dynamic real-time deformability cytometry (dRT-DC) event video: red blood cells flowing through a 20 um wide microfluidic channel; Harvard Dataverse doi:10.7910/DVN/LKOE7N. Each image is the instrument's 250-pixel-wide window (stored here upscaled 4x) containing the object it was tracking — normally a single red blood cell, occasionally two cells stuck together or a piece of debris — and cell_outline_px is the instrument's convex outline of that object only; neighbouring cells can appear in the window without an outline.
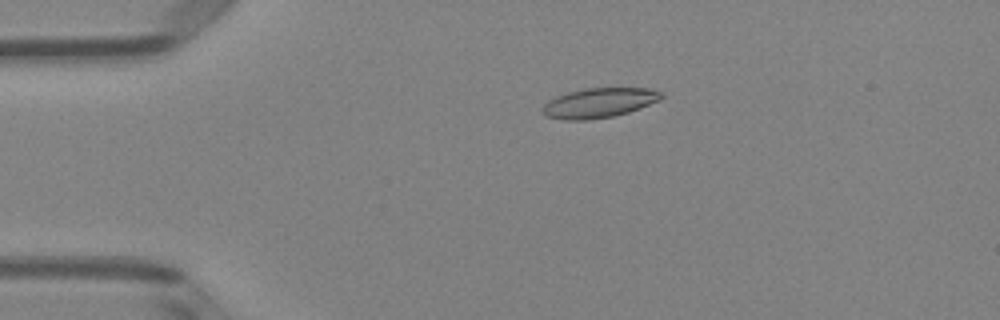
{"species": "Egyptian fruit bat (a non-hibernating species)", "species_latin": "Rousettus aegyptiacus", "temperature_condition": "room temperature", "stored_images_in_passage": 51, "camera_frame_rate_fps": 3000, "um_per_image_px": 0.085, "animal": {"sex": "female"}, "frame": {"image": 1, "passage_image": 11, "time_ms": 3.333, "image_size_px": [1000, 320], "cell_outline_px": [[664, 96], [660, 100], [640, 108], [628, 112], [612, 116], [584, 120], [564, 120], [544, 116], [540, 108], [548, 100], [556, 96], [568, 92], [584, 88], [652, 88], [664, 92]], "centroid_in_image_um": [50.91, 8.73], "position_along_channel_um": 34.1, "area_um2": 20.81}}
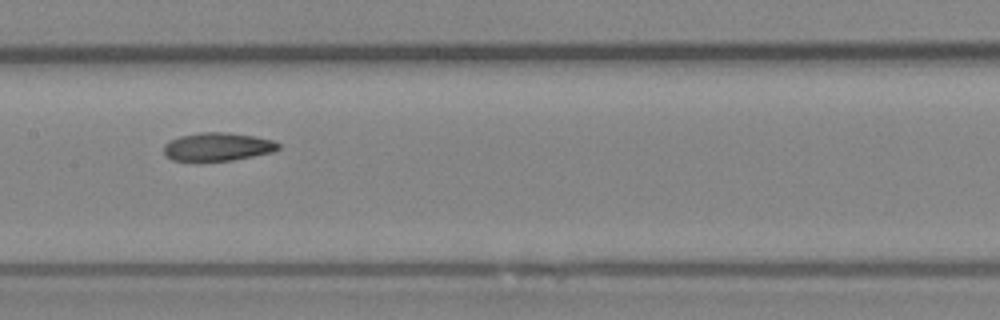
{"frame": {"image": 2, "passage_image": 26, "time_ms": 8.333, "image_size_px": [1000, 320], "cell_outline_px": [[280, 148], [272, 152], [232, 160], [172, 160], [164, 156], [164, 144], [168, 140], [180, 136], [200, 132], [228, 132], [252, 136], [272, 140], [280, 144]], "centroid_in_image_um": [18.46, 12.46], "position_along_channel_um": 188.9, "area_um2": 18.73}}
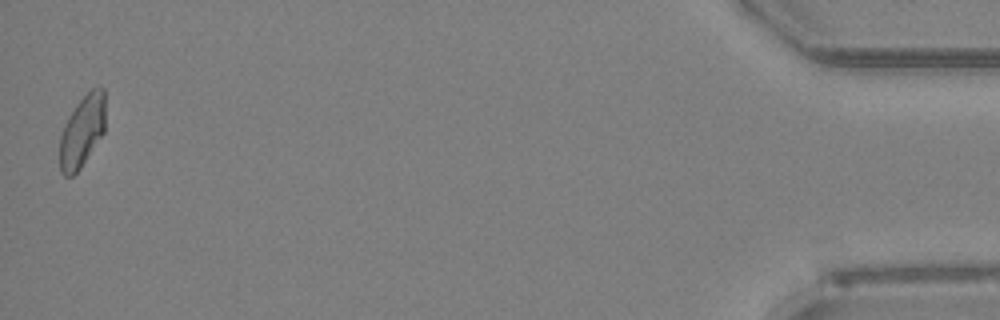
{"frame": {"image": 3, "passage_image": 51, "time_ms": 16.667, "image_size_px": [1000, 320], "cell_outline_px": [[104, 132], [80, 168], [72, 176], [64, 176], [60, 172], [60, 136], [64, 124], [68, 116], [76, 104], [92, 88], [104, 88]], "centroid_in_image_um": [6.96, 11.17], "position_along_channel_um": 428.2, "area_um2": 18.84}, "authors_computed_cell_mechanics": {"area_um2": 19.7676, "velocity_mm_per_s": 3.9755, "shape_relaxation_time_tau1_ms": null, "shape_relaxation_time_tau2_ms": 2.3364, "deformation_change_tau1": null, "deformation_change_tau2": 0.0884}}